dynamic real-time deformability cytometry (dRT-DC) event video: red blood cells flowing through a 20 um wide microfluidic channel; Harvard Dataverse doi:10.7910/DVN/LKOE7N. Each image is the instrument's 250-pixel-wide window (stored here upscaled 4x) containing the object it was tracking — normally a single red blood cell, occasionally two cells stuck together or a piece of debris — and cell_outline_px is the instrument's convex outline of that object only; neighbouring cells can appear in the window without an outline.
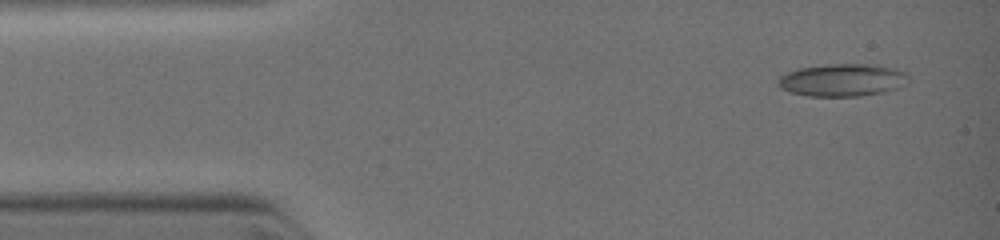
{"species": "common noctule bat (a hibernating species)", "species_latin": "Nyctalus noctula", "temperature_condition": "warm", "stored_images_in_passage": 3, "camera_frame_rate_fps": 3000, "um_per_image_px": 0.085, "animal": {"sex": "female", "body_mass_g": 19.0, "forearm_length_mm": 51.5}, "frame": {"image": 1, "passage_image": 1, "time_ms": 0.0, "image_size_px": [1000, 240], "cell_outline_px": [[912, 80], [908, 84], [884, 92], [860, 96], [808, 96], [788, 92], [780, 88], [776, 84], [776, 80], [780, 76], [788, 72], [800, 68], [828, 64], [872, 64], [900, 68], [908, 72], [912, 76]], "centroid_in_image_um": [71.69, 6.8], "position_along_channel_um": 13.3, "area_um2": 25.43}}